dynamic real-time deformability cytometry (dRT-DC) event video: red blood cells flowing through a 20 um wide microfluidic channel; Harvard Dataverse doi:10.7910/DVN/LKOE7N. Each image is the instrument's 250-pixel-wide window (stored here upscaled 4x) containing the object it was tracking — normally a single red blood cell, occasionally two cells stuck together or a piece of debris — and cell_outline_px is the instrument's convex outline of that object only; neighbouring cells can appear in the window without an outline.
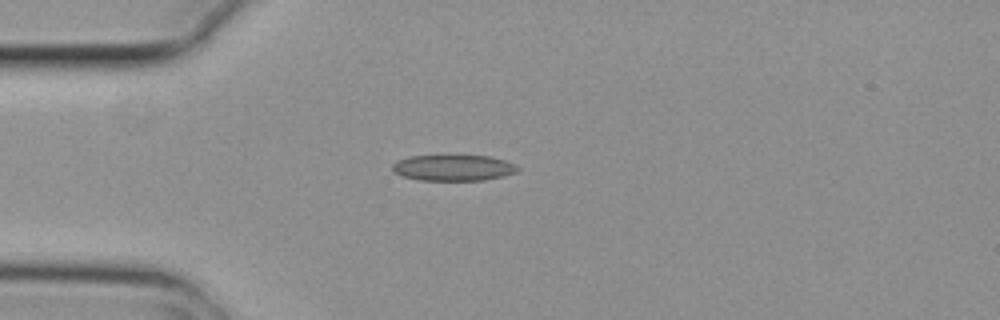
{"species": "common noctule bat (a hibernating species)", "species_latin": "Nyctalus noctula", "temperature_condition": "cold", "stored_images_in_passage": 1, "camera_frame_rate_fps": 3000, "um_per_image_px": 0.085, "animal": {"sex": "female", "body_mass_g": 29.2, "forearm_length_mm": 56.3}, "frame": {"image": 1, "passage_image": 1, "time_ms": 0.0, "image_size_px": [1000, 320], "cell_outline_px": [[520, 168], [516, 172], [504, 176], [484, 180], [420, 180], [404, 176], [396, 172], [392, 168], [392, 164], [396, 160], [408, 156], [488, 156], [504, 160]], "centroid_in_image_um": [38.52, 14.26], "position_along_channel_um": 46.5, "area_um2": 18.73}}